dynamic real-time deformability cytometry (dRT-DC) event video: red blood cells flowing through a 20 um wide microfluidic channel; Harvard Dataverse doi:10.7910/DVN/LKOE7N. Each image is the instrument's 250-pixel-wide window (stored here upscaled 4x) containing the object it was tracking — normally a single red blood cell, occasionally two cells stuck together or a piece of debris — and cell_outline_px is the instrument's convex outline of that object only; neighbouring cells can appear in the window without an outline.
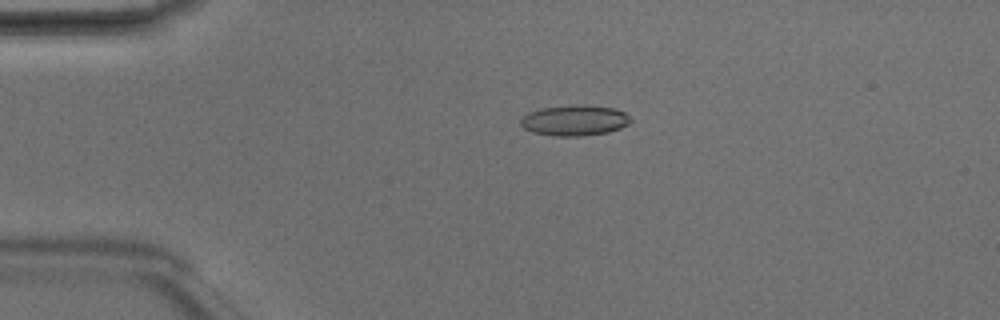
{"species": "Egyptian fruit bat (a non-hibernating species)", "species_latin": "Rousettus aegyptiacus", "temperature_condition": "room temperature", "stored_images_in_passage": 4, "camera_frame_rate_fps": 3000, "um_per_image_px": 0.085, "animal": {"sex": "male"}, "frame": {"image": 1, "passage_image": 3, "time_ms": 0.667, "image_size_px": [1000, 320], "cell_outline_px": [[632, 120], [628, 124], [620, 128], [608, 132], [580, 136], [552, 136], [532, 132], [524, 128], [520, 124], [520, 120], [528, 112], [540, 108], [616, 108], [624, 112]], "centroid_in_image_um": [48.81, 10.3], "position_along_channel_um": 36.2, "area_um2": 18.61}}